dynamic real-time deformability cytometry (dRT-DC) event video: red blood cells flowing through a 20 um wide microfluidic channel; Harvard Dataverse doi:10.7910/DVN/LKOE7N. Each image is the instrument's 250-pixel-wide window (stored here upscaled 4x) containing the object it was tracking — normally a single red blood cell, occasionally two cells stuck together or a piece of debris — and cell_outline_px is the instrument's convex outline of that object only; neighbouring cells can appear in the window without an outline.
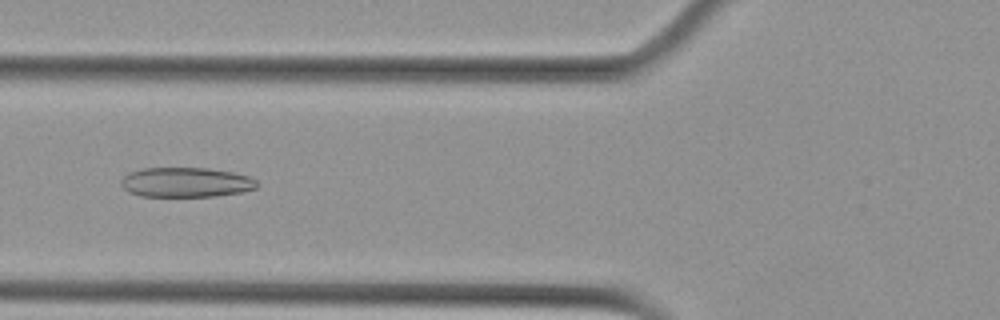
{"species": "Egyptian fruit bat (a non-hibernating species)", "species_latin": "Rousettus aegyptiacus", "temperature_condition": "cold", "stored_images_in_passage": 50, "camera_frame_rate_fps": 3000, "um_per_image_px": 0.085, "animal": {"sex": "female"}, "frame": {"image": 1, "passage_image": 15, "time_ms": 4.667, "image_size_px": [1000, 320], "cell_outline_px": [[260, 184], [256, 188], [240, 192], [216, 196], [140, 196], [128, 192], [120, 184], [120, 180], [128, 172], [144, 168], [208, 168], [232, 172], [248, 176], [256, 180]], "centroid_in_image_um": [15.79, 15.49], "position_along_channel_um": 110.0, "area_um2": 23.64}}
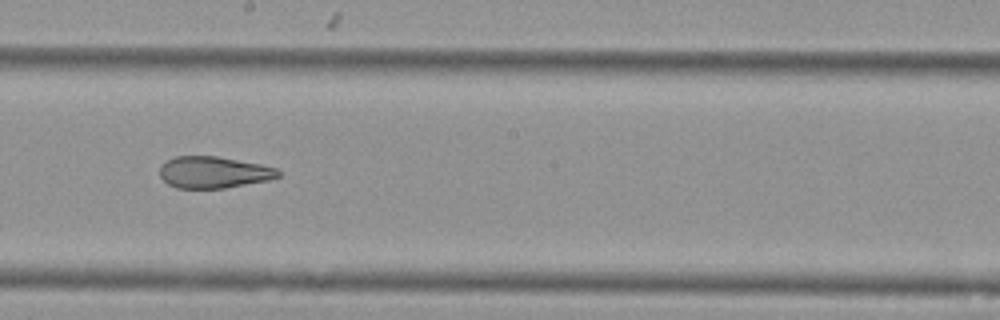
{"frame": {"image": 2, "passage_image": 25, "time_ms": 8.0, "image_size_px": [1000, 320], "cell_outline_px": [[280, 176], [268, 180], [224, 188], [176, 188], [168, 184], [160, 176], [160, 164], [176, 156], [216, 156], [260, 164], [276, 168], [280, 172]], "centroid_in_image_um": [18.14, 14.64], "position_along_channel_um": 230.1, "area_um2": 21.73}}
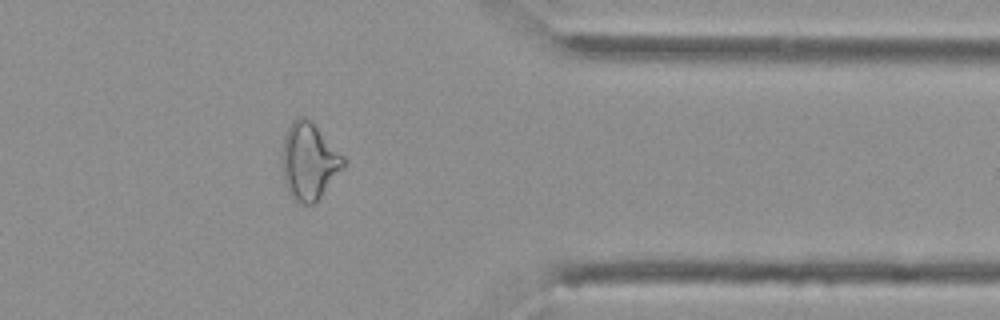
{"frame": {"image": 3, "passage_image": 39, "time_ms": 12.667, "image_size_px": [1000, 320], "cell_outline_px": [[348, 164], [316, 204], [296, 204], [292, 200], [288, 192], [284, 180], [280, 164], [284, 136], [292, 120], [296, 116], [304, 116], [344, 156]], "centroid_in_image_um": [26.26, 13.79], "position_along_channel_um": 385.1, "area_um2": 28.09}, "authors_computed_cell_mechanics": {"area_um2": 27.0504, "velocity_mm_per_s": 3.6024, "shape_relaxation_time_tau1_ms": null, "shape_relaxation_time_tau2_ms": 2.531, "deformation_change_tau1": null, "deformation_change_tau2": 0.1118}}